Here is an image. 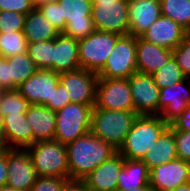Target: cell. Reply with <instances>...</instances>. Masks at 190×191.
I'll return each instance as SVG.
<instances>
[{
    "label": "cell",
    "mask_w": 190,
    "mask_h": 191,
    "mask_svg": "<svg viewBox=\"0 0 190 191\" xmlns=\"http://www.w3.org/2000/svg\"><path fill=\"white\" fill-rule=\"evenodd\" d=\"M0 88L3 91L16 90V88L9 81V63L7 58L0 59Z\"/></svg>",
    "instance_id": "obj_40"
},
{
    "label": "cell",
    "mask_w": 190,
    "mask_h": 191,
    "mask_svg": "<svg viewBox=\"0 0 190 191\" xmlns=\"http://www.w3.org/2000/svg\"><path fill=\"white\" fill-rule=\"evenodd\" d=\"M28 124L33 132V144L39 141H53L56 130L55 112L44 105L31 104L26 112Z\"/></svg>",
    "instance_id": "obj_23"
},
{
    "label": "cell",
    "mask_w": 190,
    "mask_h": 191,
    "mask_svg": "<svg viewBox=\"0 0 190 191\" xmlns=\"http://www.w3.org/2000/svg\"><path fill=\"white\" fill-rule=\"evenodd\" d=\"M129 35L140 37L160 16V0L129 1Z\"/></svg>",
    "instance_id": "obj_19"
},
{
    "label": "cell",
    "mask_w": 190,
    "mask_h": 191,
    "mask_svg": "<svg viewBox=\"0 0 190 191\" xmlns=\"http://www.w3.org/2000/svg\"><path fill=\"white\" fill-rule=\"evenodd\" d=\"M59 83V73L50 69H38L17 90L29 104L46 105L52 101L53 91Z\"/></svg>",
    "instance_id": "obj_15"
},
{
    "label": "cell",
    "mask_w": 190,
    "mask_h": 191,
    "mask_svg": "<svg viewBox=\"0 0 190 191\" xmlns=\"http://www.w3.org/2000/svg\"><path fill=\"white\" fill-rule=\"evenodd\" d=\"M61 191H90L83 180H67Z\"/></svg>",
    "instance_id": "obj_42"
},
{
    "label": "cell",
    "mask_w": 190,
    "mask_h": 191,
    "mask_svg": "<svg viewBox=\"0 0 190 191\" xmlns=\"http://www.w3.org/2000/svg\"><path fill=\"white\" fill-rule=\"evenodd\" d=\"M98 75L86 69L59 74V82L66 88L70 102L95 105Z\"/></svg>",
    "instance_id": "obj_11"
},
{
    "label": "cell",
    "mask_w": 190,
    "mask_h": 191,
    "mask_svg": "<svg viewBox=\"0 0 190 191\" xmlns=\"http://www.w3.org/2000/svg\"><path fill=\"white\" fill-rule=\"evenodd\" d=\"M7 149L0 153V187L7 183Z\"/></svg>",
    "instance_id": "obj_43"
},
{
    "label": "cell",
    "mask_w": 190,
    "mask_h": 191,
    "mask_svg": "<svg viewBox=\"0 0 190 191\" xmlns=\"http://www.w3.org/2000/svg\"><path fill=\"white\" fill-rule=\"evenodd\" d=\"M53 1H57V0H32L33 5L35 7H37L40 4H44V3H48V2H53Z\"/></svg>",
    "instance_id": "obj_46"
},
{
    "label": "cell",
    "mask_w": 190,
    "mask_h": 191,
    "mask_svg": "<svg viewBox=\"0 0 190 191\" xmlns=\"http://www.w3.org/2000/svg\"><path fill=\"white\" fill-rule=\"evenodd\" d=\"M7 60L9 63V81L16 89L39 69L27 52L10 56Z\"/></svg>",
    "instance_id": "obj_27"
},
{
    "label": "cell",
    "mask_w": 190,
    "mask_h": 191,
    "mask_svg": "<svg viewBox=\"0 0 190 191\" xmlns=\"http://www.w3.org/2000/svg\"><path fill=\"white\" fill-rule=\"evenodd\" d=\"M3 114L1 113L0 111V138L3 140V131H4V128H3Z\"/></svg>",
    "instance_id": "obj_47"
},
{
    "label": "cell",
    "mask_w": 190,
    "mask_h": 191,
    "mask_svg": "<svg viewBox=\"0 0 190 191\" xmlns=\"http://www.w3.org/2000/svg\"><path fill=\"white\" fill-rule=\"evenodd\" d=\"M25 16L15 11H0V32L23 31Z\"/></svg>",
    "instance_id": "obj_33"
},
{
    "label": "cell",
    "mask_w": 190,
    "mask_h": 191,
    "mask_svg": "<svg viewBox=\"0 0 190 191\" xmlns=\"http://www.w3.org/2000/svg\"><path fill=\"white\" fill-rule=\"evenodd\" d=\"M178 158L174 140L173 129L169 126L154 142L143 157L142 161L147 165L149 171L160 164L168 163Z\"/></svg>",
    "instance_id": "obj_24"
},
{
    "label": "cell",
    "mask_w": 190,
    "mask_h": 191,
    "mask_svg": "<svg viewBox=\"0 0 190 191\" xmlns=\"http://www.w3.org/2000/svg\"><path fill=\"white\" fill-rule=\"evenodd\" d=\"M123 164L124 157L117 151L91 171L83 181L90 191H116Z\"/></svg>",
    "instance_id": "obj_17"
},
{
    "label": "cell",
    "mask_w": 190,
    "mask_h": 191,
    "mask_svg": "<svg viewBox=\"0 0 190 191\" xmlns=\"http://www.w3.org/2000/svg\"><path fill=\"white\" fill-rule=\"evenodd\" d=\"M0 191H22V190L14 189L8 185H4L0 187Z\"/></svg>",
    "instance_id": "obj_48"
},
{
    "label": "cell",
    "mask_w": 190,
    "mask_h": 191,
    "mask_svg": "<svg viewBox=\"0 0 190 191\" xmlns=\"http://www.w3.org/2000/svg\"><path fill=\"white\" fill-rule=\"evenodd\" d=\"M128 80L135 112L138 115H159L160 88L152 75L135 72Z\"/></svg>",
    "instance_id": "obj_12"
},
{
    "label": "cell",
    "mask_w": 190,
    "mask_h": 191,
    "mask_svg": "<svg viewBox=\"0 0 190 191\" xmlns=\"http://www.w3.org/2000/svg\"><path fill=\"white\" fill-rule=\"evenodd\" d=\"M27 45L23 31L0 32V54L4 58L26 53Z\"/></svg>",
    "instance_id": "obj_29"
},
{
    "label": "cell",
    "mask_w": 190,
    "mask_h": 191,
    "mask_svg": "<svg viewBox=\"0 0 190 191\" xmlns=\"http://www.w3.org/2000/svg\"><path fill=\"white\" fill-rule=\"evenodd\" d=\"M38 177H57L69 180L66 145L58 141H39L25 148Z\"/></svg>",
    "instance_id": "obj_4"
},
{
    "label": "cell",
    "mask_w": 190,
    "mask_h": 191,
    "mask_svg": "<svg viewBox=\"0 0 190 191\" xmlns=\"http://www.w3.org/2000/svg\"><path fill=\"white\" fill-rule=\"evenodd\" d=\"M6 149L7 148H6L3 140L0 138V153L4 152Z\"/></svg>",
    "instance_id": "obj_49"
},
{
    "label": "cell",
    "mask_w": 190,
    "mask_h": 191,
    "mask_svg": "<svg viewBox=\"0 0 190 191\" xmlns=\"http://www.w3.org/2000/svg\"><path fill=\"white\" fill-rule=\"evenodd\" d=\"M80 68L78 40L60 33L53 39V71L60 74Z\"/></svg>",
    "instance_id": "obj_21"
},
{
    "label": "cell",
    "mask_w": 190,
    "mask_h": 191,
    "mask_svg": "<svg viewBox=\"0 0 190 191\" xmlns=\"http://www.w3.org/2000/svg\"><path fill=\"white\" fill-rule=\"evenodd\" d=\"M29 105L28 100L17 89L3 91L0 96V111L3 117L9 114L26 113Z\"/></svg>",
    "instance_id": "obj_32"
},
{
    "label": "cell",
    "mask_w": 190,
    "mask_h": 191,
    "mask_svg": "<svg viewBox=\"0 0 190 191\" xmlns=\"http://www.w3.org/2000/svg\"><path fill=\"white\" fill-rule=\"evenodd\" d=\"M151 75L154 79V82L160 89L178 83L186 78V76L182 73L181 68L177 64L174 56H172L167 63H165L161 68Z\"/></svg>",
    "instance_id": "obj_31"
},
{
    "label": "cell",
    "mask_w": 190,
    "mask_h": 191,
    "mask_svg": "<svg viewBox=\"0 0 190 191\" xmlns=\"http://www.w3.org/2000/svg\"><path fill=\"white\" fill-rule=\"evenodd\" d=\"M168 127L160 115H139L117 151L125 159L142 160Z\"/></svg>",
    "instance_id": "obj_2"
},
{
    "label": "cell",
    "mask_w": 190,
    "mask_h": 191,
    "mask_svg": "<svg viewBox=\"0 0 190 191\" xmlns=\"http://www.w3.org/2000/svg\"><path fill=\"white\" fill-rule=\"evenodd\" d=\"M61 33L66 27L65 19H61V7L57 1L40 4L36 7Z\"/></svg>",
    "instance_id": "obj_35"
},
{
    "label": "cell",
    "mask_w": 190,
    "mask_h": 191,
    "mask_svg": "<svg viewBox=\"0 0 190 191\" xmlns=\"http://www.w3.org/2000/svg\"><path fill=\"white\" fill-rule=\"evenodd\" d=\"M60 33L36 7L26 14L23 34L28 43L53 40Z\"/></svg>",
    "instance_id": "obj_25"
},
{
    "label": "cell",
    "mask_w": 190,
    "mask_h": 191,
    "mask_svg": "<svg viewBox=\"0 0 190 191\" xmlns=\"http://www.w3.org/2000/svg\"><path fill=\"white\" fill-rule=\"evenodd\" d=\"M3 128V142L6 148L25 149L33 144V132L26 113L4 116Z\"/></svg>",
    "instance_id": "obj_22"
},
{
    "label": "cell",
    "mask_w": 190,
    "mask_h": 191,
    "mask_svg": "<svg viewBox=\"0 0 190 191\" xmlns=\"http://www.w3.org/2000/svg\"><path fill=\"white\" fill-rule=\"evenodd\" d=\"M94 108L135 111L129 80L98 78Z\"/></svg>",
    "instance_id": "obj_10"
},
{
    "label": "cell",
    "mask_w": 190,
    "mask_h": 191,
    "mask_svg": "<svg viewBox=\"0 0 190 191\" xmlns=\"http://www.w3.org/2000/svg\"><path fill=\"white\" fill-rule=\"evenodd\" d=\"M190 182V162L175 159L150 170L149 185L153 191H171Z\"/></svg>",
    "instance_id": "obj_14"
},
{
    "label": "cell",
    "mask_w": 190,
    "mask_h": 191,
    "mask_svg": "<svg viewBox=\"0 0 190 191\" xmlns=\"http://www.w3.org/2000/svg\"><path fill=\"white\" fill-rule=\"evenodd\" d=\"M57 2L61 7V19L66 21L62 34L79 40L96 30L91 17V0H57Z\"/></svg>",
    "instance_id": "obj_9"
},
{
    "label": "cell",
    "mask_w": 190,
    "mask_h": 191,
    "mask_svg": "<svg viewBox=\"0 0 190 191\" xmlns=\"http://www.w3.org/2000/svg\"><path fill=\"white\" fill-rule=\"evenodd\" d=\"M188 78L160 89L159 115L170 125L177 119L190 104V84ZM186 84V85H185Z\"/></svg>",
    "instance_id": "obj_16"
},
{
    "label": "cell",
    "mask_w": 190,
    "mask_h": 191,
    "mask_svg": "<svg viewBox=\"0 0 190 191\" xmlns=\"http://www.w3.org/2000/svg\"><path fill=\"white\" fill-rule=\"evenodd\" d=\"M116 191H153L150 186H143V187H138V188H132V189H117Z\"/></svg>",
    "instance_id": "obj_44"
},
{
    "label": "cell",
    "mask_w": 190,
    "mask_h": 191,
    "mask_svg": "<svg viewBox=\"0 0 190 191\" xmlns=\"http://www.w3.org/2000/svg\"><path fill=\"white\" fill-rule=\"evenodd\" d=\"M149 169L138 159H125L118 176L117 189H132L149 185Z\"/></svg>",
    "instance_id": "obj_26"
},
{
    "label": "cell",
    "mask_w": 190,
    "mask_h": 191,
    "mask_svg": "<svg viewBox=\"0 0 190 191\" xmlns=\"http://www.w3.org/2000/svg\"><path fill=\"white\" fill-rule=\"evenodd\" d=\"M129 0L92 3L91 17L96 30L129 35Z\"/></svg>",
    "instance_id": "obj_8"
},
{
    "label": "cell",
    "mask_w": 190,
    "mask_h": 191,
    "mask_svg": "<svg viewBox=\"0 0 190 191\" xmlns=\"http://www.w3.org/2000/svg\"><path fill=\"white\" fill-rule=\"evenodd\" d=\"M187 34L179 24L161 15L140 37L149 43L174 50Z\"/></svg>",
    "instance_id": "obj_18"
},
{
    "label": "cell",
    "mask_w": 190,
    "mask_h": 191,
    "mask_svg": "<svg viewBox=\"0 0 190 191\" xmlns=\"http://www.w3.org/2000/svg\"><path fill=\"white\" fill-rule=\"evenodd\" d=\"M173 56V50L165 49L136 37L137 72L153 74Z\"/></svg>",
    "instance_id": "obj_20"
},
{
    "label": "cell",
    "mask_w": 190,
    "mask_h": 191,
    "mask_svg": "<svg viewBox=\"0 0 190 191\" xmlns=\"http://www.w3.org/2000/svg\"><path fill=\"white\" fill-rule=\"evenodd\" d=\"M171 191H190V182L181 186L176 187Z\"/></svg>",
    "instance_id": "obj_45"
},
{
    "label": "cell",
    "mask_w": 190,
    "mask_h": 191,
    "mask_svg": "<svg viewBox=\"0 0 190 191\" xmlns=\"http://www.w3.org/2000/svg\"><path fill=\"white\" fill-rule=\"evenodd\" d=\"M169 126L177 131H190V104L187 105L184 112Z\"/></svg>",
    "instance_id": "obj_41"
},
{
    "label": "cell",
    "mask_w": 190,
    "mask_h": 191,
    "mask_svg": "<svg viewBox=\"0 0 190 191\" xmlns=\"http://www.w3.org/2000/svg\"><path fill=\"white\" fill-rule=\"evenodd\" d=\"M69 103L71 102L69 97H67L66 88L59 82L53 91L52 101H49L45 106L57 112Z\"/></svg>",
    "instance_id": "obj_39"
},
{
    "label": "cell",
    "mask_w": 190,
    "mask_h": 191,
    "mask_svg": "<svg viewBox=\"0 0 190 191\" xmlns=\"http://www.w3.org/2000/svg\"><path fill=\"white\" fill-rule=\"evenodd\" d=\"M92 3H101V2H108V1H117V0H91Z\"/></svg>",
    "instance_id": "obj_50"
},
{
    "label": "cell",
    "mask_w": 190,
    "mask_h": 191,
    "mask_svg": "<svg viewBox=\"0 0 190 191\" xmlns=\"http://www.w3.org/2000/svg\"><path fill=\"white\" fill-rule=\"evenodd\" d=\"M161 15L172 19L190 33V0H160Z\"/></svg>",
    "instance_id": "obj_28"
},
{
    "label": "cell",
    "mask_w": 190,
    "mask_h": 191,
    "mask_svg": "<svg viewBox=\"0 0 190 191\" xmlns=\"http://www.w3.org/2000/svg\"><path fill=\"white\" fill-rule=\"evenodd\" d=\"M94 106L71 102L55 112L56 130L54 140L63 145H68L90 132Z\"/></svg>",
    "instance_id": "obj_5"
},
{
    "label": "cell",
    "mask_w": 190,
    "mask_h": 191,
    "mask_svg": "<svg viewBox=\"0 0 190 191\" xmlns=\"http://www.w3.org/2000/svg\"><path fill=\"white\" fill-rule=\"evenodd\" d=\"M69 179L83 180L97 166L117 152L110 143L88 132L66 145Z\"/></svg>",
    "instance_id": "obj_1"
},
{
    "label": "cell",
    "mask_w": 190,
    "mask_h": 191,
    "mask_svg": "<svg viewBox=\"0 0 190 191\" xmlns=\"http://www.w3.org/2000/svg\"><path fill=\"white\" fill-rule=\"evenodd\" d=\"M137 72L136 37L121 36L111 51L105 65L97 73L103 79H128Z\"/></svg>",
    "instance_id": "obj_7"
},
{
    "label": "cell",
    "mask_w": 190,
    "mask_h": 191,
    "mask_svg": "<svg viewBox=\"0 0 190 191\" xmlns=\"http://www.w3.org/2000/svg\"><path fill=\"white\" fill-rule=\"evenodd\" d=\"M34 8L32 0H0V11H15L26 15Z\"/></svg>",
    "instance_id": "obj_38"
},
{
    "label": "cell",
    "mask_w": 190,
    "mask_h": 191,
    "mask_svg": "<svg viewBox=\"0 0 190 191\" xmlns=\"http://www.w3.org/2000/svg\"><path fill=\"white\" fill-rule=\"evenodd\" d=\"M7 164L6 185L18 190L30 191L38 175L27 150L7 148Z\"/></svg>",
    "instance_id": "obj_13"
},
{
    "label": "cell",
    "mask_w": 190,
    "mask_h": 191,
    "mask_svg": "<svg viewBox=\"0 0 190 191\" xmlns=\"http://www.w3.org/2000/svg\"><path fill=\"white\" fill-rule=\"evenodd\" d=\"M121 35L95 30L78 40L81 69L98 73L105 65L111 51Z\"/></svg>",
    "instance_id": "obj_6"
},
{
    "label": "cell",
    "mask_w": 190,
    "mask_h": 191,
    "mask_svg": "<svg viewBox=\"0 0 190 191\" xmlns=\"http://www.w3.org/2000/svg\"><path fill=\"white\" fill-rule=\"evenodd\" d=\"M138 116L135 111L93 108L90 132L118 150Z\"/></svg>",
    "instance_id": "obj_3"
},
{
    "label": "cell",
    "mask_w": 190,
    "mask_h": 191,
    "mask_svg": "<svg viewBox=\"0 0 190 191\" xmlns=\"http://www.w3.org/2000/svg\"><path fill=\"white\" fill-rule=\"evenodd\" d=\"M178 159L190 162V131L173 130Z\"/></svg>",
    "instance_id": "obj_36"
},
{
    "label": "cell",
    "mask_w": 190,
    "mask_h": 191,
    "mask_svg": "<svg viewBox=\"0 0 190 191\" xmlns=\"http://www.w3.org/2000/svg\"><path fill=\"white\" fill-rule=\"evenodd\" d=\"M173 56L182 73L188 77L190 75V33L173 50Z\"/></svg>",
    "instance_id": "obj_34"
},
{
    "label": "cell",
    "mask_w": 190,
    "mask_h": 191,
    "mask_svg": "<svg viewBox=\"0 0 190 191\" xmlns=\"http://www.w3.org/2000/svg\"><path fill=\"white\" fill-rule=\"evenodd\" d=\"M66 178L38 177L30 191H61Z\"/></svg>",
    "instance_id": "obj_37"
},
{
    "label": "cell",
    "mask_w": 190,
    "mask_h": 191,
    "mask_svg": "<svg viewBox=\"0 0 190 191\" xmlns=\"http://www.w3.org/2000/svg\"><path fill=\"white\" fill-rule=\"evenodd\" d=\"M27 54L39 69L53 71V40L28 43Z\"/></svg>",
    "instance_id": "obj_30"
}]
</instances>
